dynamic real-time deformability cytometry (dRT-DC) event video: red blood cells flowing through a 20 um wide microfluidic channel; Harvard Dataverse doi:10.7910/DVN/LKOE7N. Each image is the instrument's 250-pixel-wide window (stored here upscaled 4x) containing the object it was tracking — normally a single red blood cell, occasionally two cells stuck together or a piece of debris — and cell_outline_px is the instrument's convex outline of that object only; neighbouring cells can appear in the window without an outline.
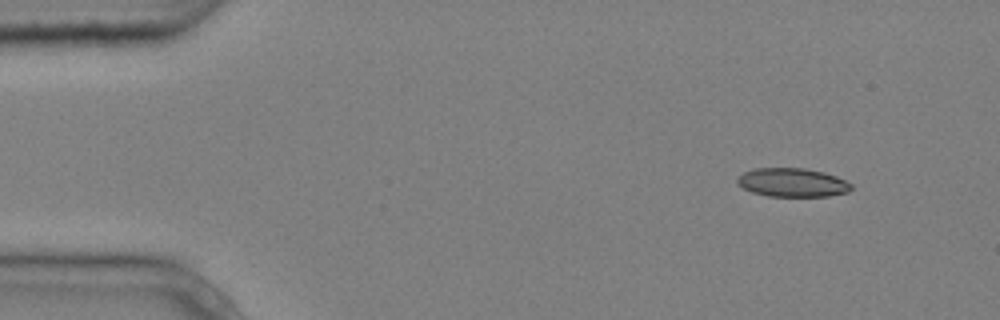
{"species": "common noctule bat (a hibernating species)", "species_latin": "Nyctalus noctula", "temperature_condition": "cold", "stored_images_in_passage": 4, "camera_frame_rate_fps": 3000, "um_per_image_px": 0.085, "animal": {"sex": "male", "body_mass_g": 20.4}, "frame": {"image": 1, "passage_image": 1, "time_ms": 0.0, "image_size_px": [1000, 320], "cell_outline_px": [[852, 188], [848, 192], [828, 196], [768, 196], [752, 192], [736, 184], [736, 176], [752, 168], [804, 168], [824, 172], [836, 176], [852, 184]], "centroid_in_image_um": [67.31, 15.51], "position_along_channel_um": 17.7, "area_um2": 19.19}}
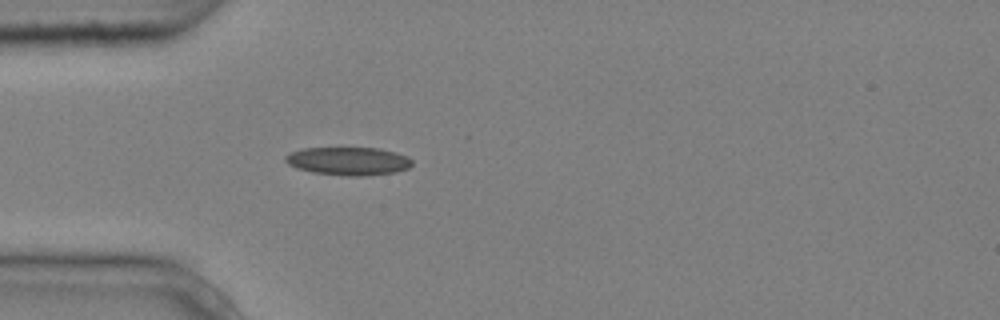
{"frame": {"image": 2, "passage_image": 4, "time_ms": 1.0, "image_size_px": [1000, 320], "cell_outline_px": [[412, 164], [408, 168], [396, 172], [360, 176], [348, 176], [312, 172], [296, 168], [288, 164], [284, 160], [284, 156], [292, 152], [304, 148], [380, 148], [396, 152], [408, 156], [412, 160]], "centroid_in_image_um": [29.62, 13.69], "position_along_channel_um": 55.4, "area_um2": 20.81}}